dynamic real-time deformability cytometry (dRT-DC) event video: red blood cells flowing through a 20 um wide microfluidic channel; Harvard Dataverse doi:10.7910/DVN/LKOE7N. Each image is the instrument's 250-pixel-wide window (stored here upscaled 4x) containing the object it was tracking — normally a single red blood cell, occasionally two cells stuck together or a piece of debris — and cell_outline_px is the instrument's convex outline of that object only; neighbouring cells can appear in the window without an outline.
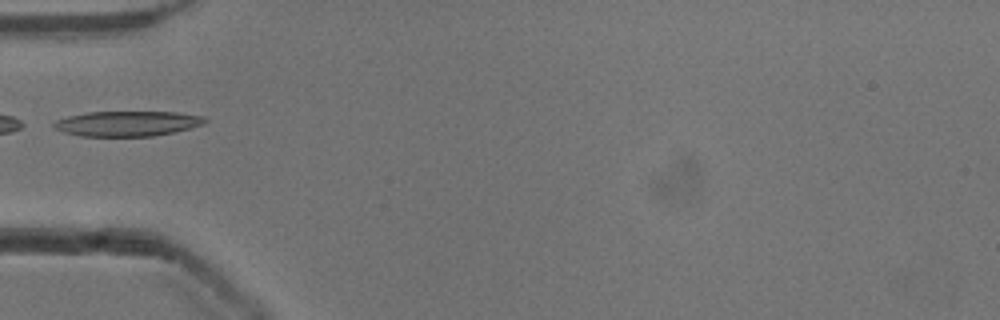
{"species": "common noctule bat (a hibernating species)", "species_latin": "Nyctalus noctula", "temperature_condition": "cold", "stored_images_in_passage": 9, "camera_frame_rate_fps": 3000, "um_per_image_px": 0.085, "animal": {"sex": "male", "body_mass_g": 13.3}, "frame": {"image": 1, "passage_image": 1, "time_ms": 0.0, "image_size_px": [1000, 320], "cell_outline_px": [[208, 120], [204, 124], [172, 132], [152, 136], [80, 136], [64, 132], [52, 128], [52, 124], [56, 120], [68, 116], [88, 112], [176, 112], [204, 116]], "centroid_in_image_um": [10.79, 10.5], "position_along_channel_um": 74.2, "area_um2": 22.08}}